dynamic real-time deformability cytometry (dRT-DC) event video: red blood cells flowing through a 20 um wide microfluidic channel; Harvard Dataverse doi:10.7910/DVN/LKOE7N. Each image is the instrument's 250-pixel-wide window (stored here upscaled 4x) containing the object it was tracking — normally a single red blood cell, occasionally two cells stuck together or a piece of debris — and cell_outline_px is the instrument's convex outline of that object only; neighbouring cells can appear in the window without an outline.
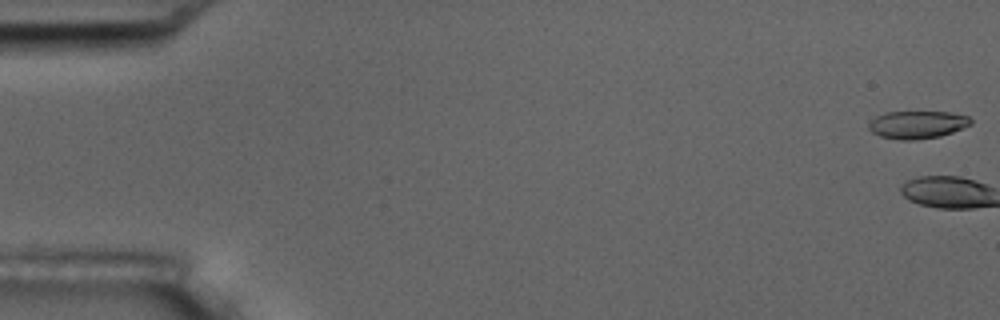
{"species": "common noctule bat (a hibernating species)", "species_latin": "Nyctalus noctula", "temperature_condition": "room temperature", "stored_images_in_passage": 6, "camera_frame_rate_fps": 3000, "um_per_image_px": 0.085, "animal": {"sex": "male", "body_mass_g": 17.5, "forearm_length_mm": 52.3}, "frame": {"image": 1, "passage_image": 1, "time_ms": 0.0, "image_size_px": [1000, 320], "cell_outline_px": [[972, 124], [964, 128], [940, 136], [912, 140], [900, 140], [880, 136], [872, 132], [868, 128], [868, 124], [876, 116], [884, 112], [948, 112], [968, 116], [972, 120]], "centroid_in_image_um": [77.97, 10.59], "position_along_channel_um": 7.0, "area_um2": 16.47}}